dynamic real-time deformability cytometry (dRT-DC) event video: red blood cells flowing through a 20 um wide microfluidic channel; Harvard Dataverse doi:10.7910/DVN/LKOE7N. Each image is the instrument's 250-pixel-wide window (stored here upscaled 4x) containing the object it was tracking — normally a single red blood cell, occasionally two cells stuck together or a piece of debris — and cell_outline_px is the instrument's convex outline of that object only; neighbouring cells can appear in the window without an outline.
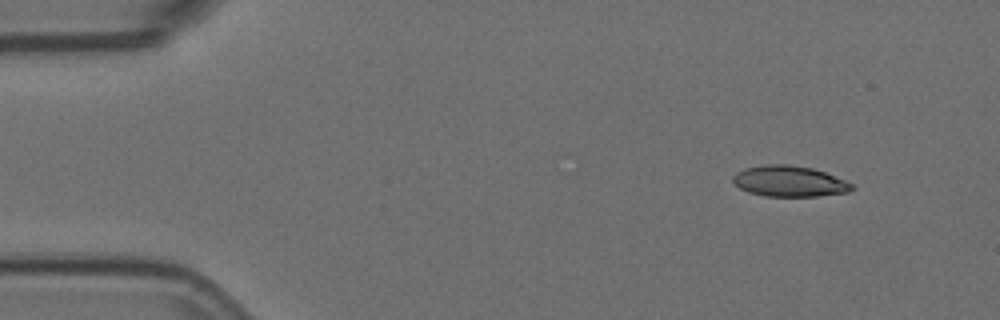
{"species": "Egyptian fruit bat (a non-hibernating species)", "species_latin": "Rousettus aegyptiacus", "temperature_condition": "room temperature", "stored_images_in_passage": 6, "camera_frame_rate_fps": 3000, "um_per_image_px": 0.085, "animal": {"sex": "female"}, "frame": {"image": 1, "passage_image": 1, "time_ms": 0.0, "image_size_px": [1000, 320], "cell_outline_px": [[856, 188], [848, 192], [816, 196], [764, 196], [748, 192], [740, 188], [732, 180], [732, 176], [736, 172], [744, 168], [768, 164], [788, 164], [812, 168], [824, 172], [856, 184]], "centroid_in_image_um": [67.12, 15.4], "position_along_channel_um": 17.9, "area_um2": 21.5}}